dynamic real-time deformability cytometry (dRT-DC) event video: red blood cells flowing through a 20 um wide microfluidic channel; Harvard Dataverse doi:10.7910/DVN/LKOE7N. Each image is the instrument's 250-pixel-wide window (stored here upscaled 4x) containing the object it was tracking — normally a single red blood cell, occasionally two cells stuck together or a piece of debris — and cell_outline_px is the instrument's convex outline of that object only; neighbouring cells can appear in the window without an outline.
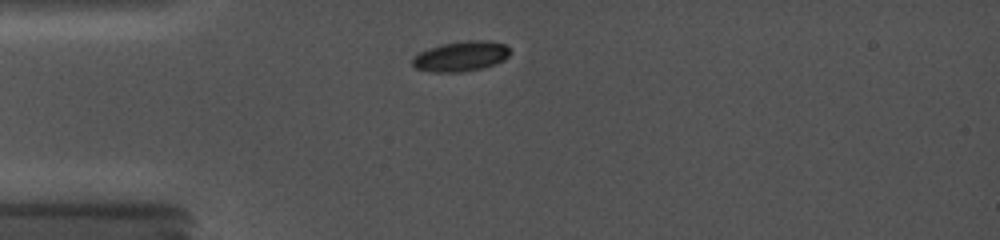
{"species": "common noctule bat (a hibernating species)", "species_latin": "Nyctalus noctula", "temperature_condition": "cold", "stored_images_in_passage": 8, "camera_frame_rate_fps": 5000, "um_per_image_px": 0.085, "animal": {"sex": "female", "body_mass_g": 19.0, "forearm_length_mm": 56.7}, "frame": {"image": 1, "passage_image": 1, "time_ms": 0.0, "image_size_px": [1000, 240], "cell_outline_px": [[512, 52], [504, 60], [496, 64], [464, 72], [432, 72], [416, 68], [412, 64], [412, 56], [428, 48], [444, 44], [464, 40], [488, 40], [504, 44]], "centroid_in_image_um": [39.18, 4.78], "position_along_channel_um": 45.8, "area_um2": 17.22}}